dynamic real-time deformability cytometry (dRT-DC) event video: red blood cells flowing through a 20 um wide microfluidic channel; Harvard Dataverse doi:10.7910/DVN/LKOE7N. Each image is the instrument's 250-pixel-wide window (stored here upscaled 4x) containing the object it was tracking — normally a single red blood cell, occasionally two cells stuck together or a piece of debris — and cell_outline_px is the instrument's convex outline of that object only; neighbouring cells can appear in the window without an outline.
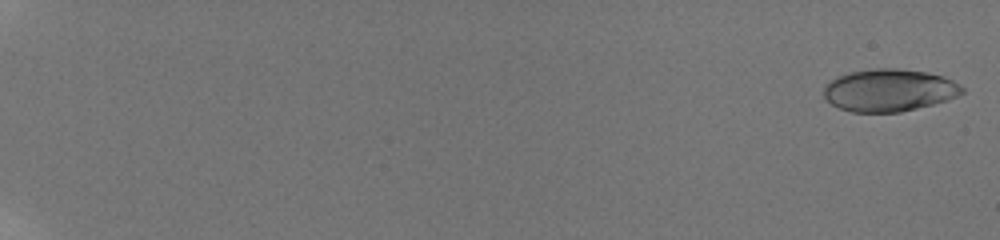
{"species": "human", "species_latin": "Homo sapiens", "temperature_condition": "room temperature", "stored_images_in_passage": 59, "camera_frame_rate_fps": 3000, "um_per_image_px": 0.085, "donor": {"sex": "male"}, "frame": {"image": 1, "passage_image": 2, "time_ms": 0.333, "image_size_px": [1000, 240], "cell_outline_px": [[964, 92], [948, 100], [900, 112], [852, 112], [840, 108], [824, 100], [824, 84], [836, 76], [848, 72], [876, 68], [900, 68], [924, 72], [944, 76], [960, 84], [964, 88]], "centroid_in_image_um": [75.55, 7.66], "position_along_channel_um": 9.5, "area_um2": 34.39}}
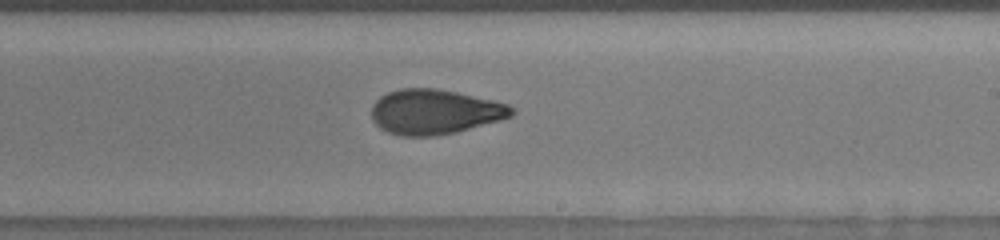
{"frame": {"image": 2, "passage_image": 40, "time_ms": 13.0, "image_size_px": [1000, 240], "cell_outline_px": [[516, 112], [512, 116], [500, 120], [456, 132], [436, 136], [400, 136], [388, 132], [380, 128], [372, 120], [372, 104], [380, 96], [388, 92], [400, 88], [436, 88], [456, 92], [492, 100], [508, 104], [516, 108]], "centroid_in_image_um": [36.95, 9.51], "position_along_channel_um": 252.1, "area_um2": 36.82}}
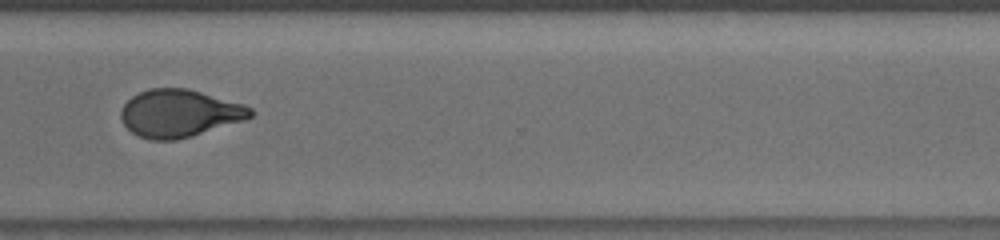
{"frame": {"image": 3, "passage_image": 48, "time_ms": 15.667, "image_size_px": [1000, 240], "cell_outline_px": [[256, 112], [252, 116], [244, 120], [192, 136], [176, 140], [148, 140], [136, 136], [124, 124], [120, 116], [120, 112], [124, 104], [132, 96], [148, 88], [188, 88], [244, 104], [252, 108]], "centroid_in_image_um": [15.25, 9.63], "position_along_channel_um": 355.4, "area_um2": 36.07}, "authors_computed_cell_mechanics": {"area_um2": 35.4314, "velocity_mm_per_s": 3.8767, "shape_relaxation_time_tau1_ms": 6.2365, "shape_relaxation_time_tau2_ms": 1.384, "deformation_change_tau1": 0.2195, "deformation_change_tau2": 0.0637}}